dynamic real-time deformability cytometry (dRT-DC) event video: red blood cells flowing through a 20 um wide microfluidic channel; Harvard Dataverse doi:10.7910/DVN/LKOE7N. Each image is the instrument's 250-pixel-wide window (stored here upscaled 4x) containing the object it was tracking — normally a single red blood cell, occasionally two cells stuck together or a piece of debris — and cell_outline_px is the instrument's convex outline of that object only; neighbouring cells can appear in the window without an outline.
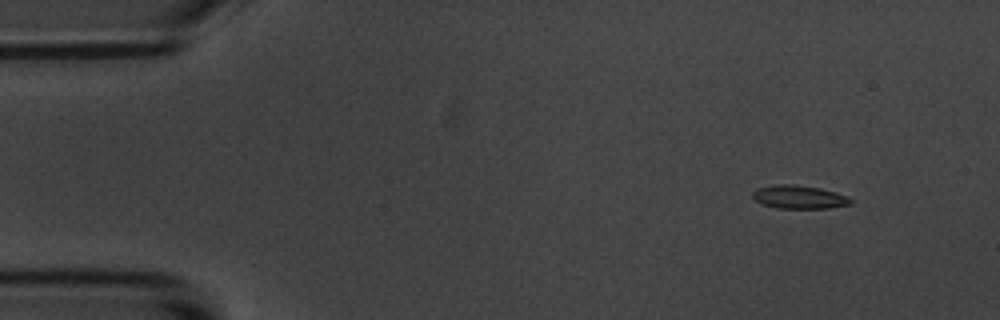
{"species": "common noctule bat (a hibernating species)", "species_latin": "Nyctalus noctula", "temperature_condition": "room temperature", "stored_images_in_passage": 5, "camera_frame_rate_fps": 3000, "um_per_image_px": 0.085, "animal": {"sex": "male", "body_mass_g": 20.1, "forearm_length_mm": 53.5}, "frame": {"image": 1, "passage_image": 2, "time_ms": 1.333, "image_size_px": [1000, 320], "cell_outline_px": [[852, 204], [828, 208], [776, 208], [760, 204], [752, 196], [752, 192], [756, 188], [776, 184], [792, 184], [820, 188], [836, 192], [848, 196], [852, 200]], "centroid_in_image_um": [67.91, 16.74], "position_along_channel_um": 17.1, "area_um2": 13.47}}
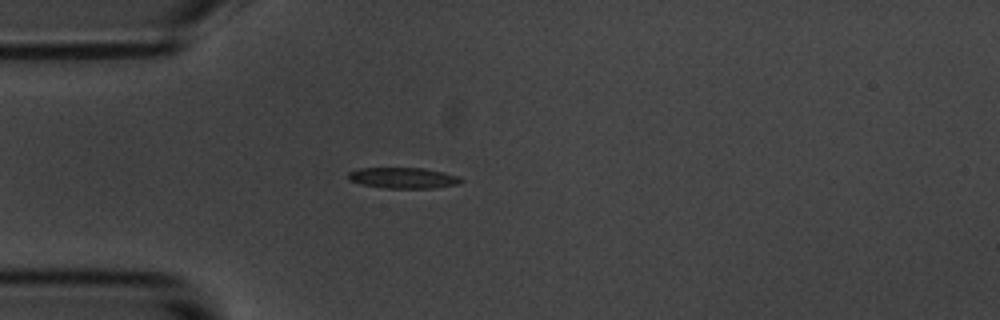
{"frame": {"image": 2, "passage_image": 5, "time_ms": 4.667, "image_size_px": [1000, 320], "cell_outline_px": [[464, 180], [460, 184], [432, 188], [384, 188], [360, 184], [348, 180], [348, 172], [360, 168], [424, 168], [444, 172], [456, 176]], "centroid_in_image_um": [34.25, 15.12], "position_along_channel_um": 50.7, "area_um2": 13.76}}